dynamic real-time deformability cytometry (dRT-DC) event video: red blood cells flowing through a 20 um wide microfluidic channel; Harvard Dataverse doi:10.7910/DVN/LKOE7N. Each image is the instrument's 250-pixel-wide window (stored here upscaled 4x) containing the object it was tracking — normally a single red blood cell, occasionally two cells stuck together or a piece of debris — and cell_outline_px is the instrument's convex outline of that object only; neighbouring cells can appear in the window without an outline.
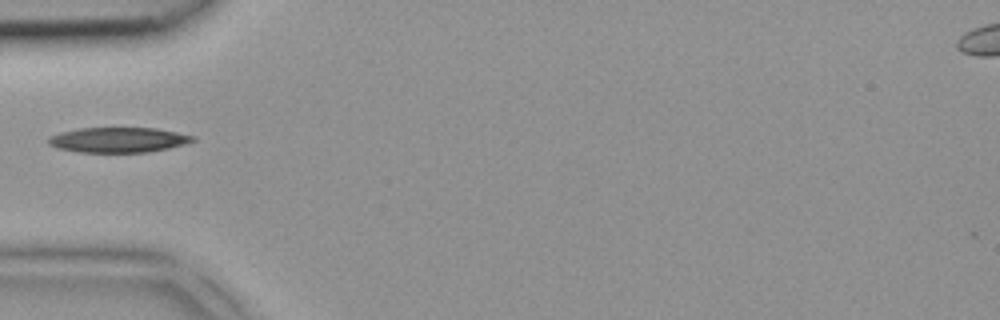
{"species": "common noctule bat (a hibernating species)", "species_latin": "Nyctalus noctula", "temperature_condition": "room temperature", "stored_images_in_passage": 1, "camera_frame_rate_fps": 3000, "um_per_image_px": 0.085, "animal": {"sex": "female", "body_mass_g": 18.4}, "frame": {"image": 1, "passage_image": 1, "time_ms": 0.0, "image_size_px": [1000, 320], "cell_outline_px": [[196, 140], [184, 144], [168, 148], [148, 152], [80, 152], [56, 148], [48, 144], [48, 140], [52, 136], [60, 132], [80, 128], [156, 128], [196, 136]], "centroid_in_image_um": [10.07, 11.89], "position_along_channel_um": 74.9, "area_um2": 21.04}}